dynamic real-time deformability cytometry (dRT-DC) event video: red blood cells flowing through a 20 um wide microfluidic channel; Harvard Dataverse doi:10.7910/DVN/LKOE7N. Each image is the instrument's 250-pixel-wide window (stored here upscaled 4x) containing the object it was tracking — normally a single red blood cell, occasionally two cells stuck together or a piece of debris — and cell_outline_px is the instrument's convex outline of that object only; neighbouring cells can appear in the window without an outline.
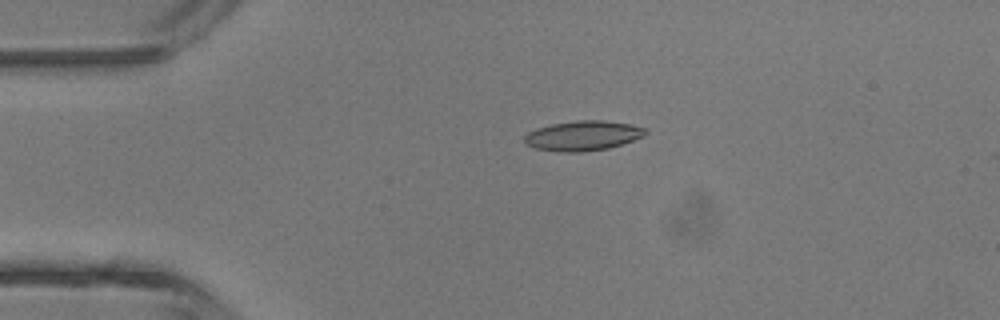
{"species": "common noctule bat (a hibernating species)", "species_latin": "Nyctalus noctula", "temperature_condition": "room temperature", "stored_images_in_passage": 3, "camera_frame_rate_fps": 3000, "um_per_image_px": 0.085, "animal": {"sex": "male", "body_mass_g": 13.3}, "frame": {"image": 1, "passage_image": 2, "time_ms": 1.333, "image_size_px": [1000, 320], "cell_outline_px": [[648, 132], [644, 136], [608, 148], [580, 152], [560, 152], [536, 148], [528, 144], [524, 140], [524, 136], [528, 132], [536, 128], [552, 124], [576, 120], [604, 120], [632, 124], [644, 128]], "centroid_in_image_um": [49.55, 11.52], "position_along_channel_um": 35.5, "area_um2": 20.92}}